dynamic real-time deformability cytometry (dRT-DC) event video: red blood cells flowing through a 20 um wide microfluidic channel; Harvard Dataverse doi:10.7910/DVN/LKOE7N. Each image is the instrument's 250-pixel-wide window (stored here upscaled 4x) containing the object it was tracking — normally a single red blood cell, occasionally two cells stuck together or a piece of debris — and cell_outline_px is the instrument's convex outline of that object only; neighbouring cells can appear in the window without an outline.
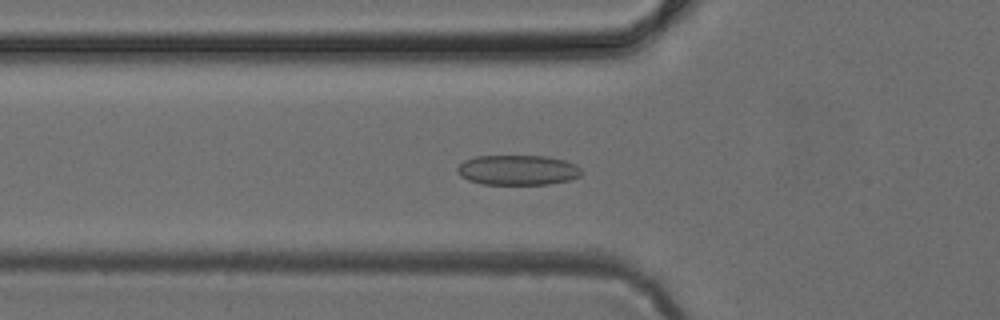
{"species": "common noctule bat (a hibernating species)", "species_latin": "Nyctalus noctula", "temperature_condition": "cold", "stored_images_in_passage": 49, "camera_frame_rate_fps": 3000, "um_per_image_px": 0.085, "animal": {"sex": "female", "body_mass_g": 24.6, "forearm_length_mm": 56.2}, "frame": {"image": 1, "passage_image": 17, "time_ms": 5.333, "image_size_px": [1000, 320], "cell_outline_px": [[584, 172], [580, 176], [568, 180], [548, 184], [480, 184], [468, 180], [460, 176], [456, 172], [456, 168], [464, 160], [476, 156], [548, 156], [564, 160], [576, 164]], "centroid_in_image_um": [44.0, 14.45], "position_along_channel_um": 81.8, "area_um2": 21.91}}
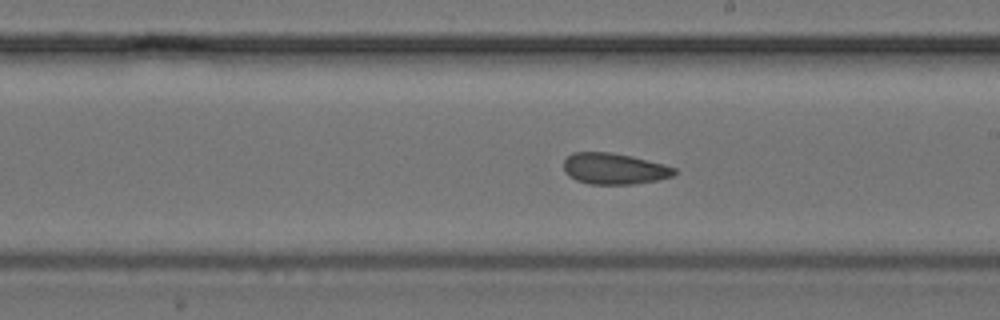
{"frame": {"image": 2, "passage_image": 28, "time_ms": 9.0, "image_size_px": [1000, 320], "cell_outline_px": [[676, 172], [672, 176], [656, 180], [632, 184], [588, 184], [576, 180], [568, 176], [564, 172], [564, 160], [572, 152], [608, 152], [632, 156], [664, 164], [676, 168]], "centroid_in_image_um": [52.18, 14.34], "position_along_channel_um": 236.8, "area_um2": 20.11}}
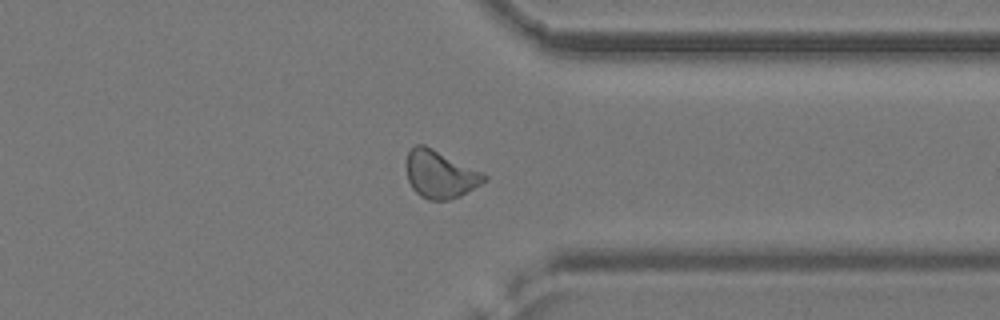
{"frame": {"image": 3, "passage_image": 38, "time_ms": 12.333, "image_size_px": [1000, 320], "cell_outline_px": [[488, 180], [460, 196], [448, 200], [428, 200], [420, 196], [412, 188], [408, 180], [408, 152], [416, 144], [424, 144], [484, 172], [488, 176]], "centroid_in_image_um": [37.46, 14.82], "position_along_channel_um": 373.9, "area_um2": 21.56}}